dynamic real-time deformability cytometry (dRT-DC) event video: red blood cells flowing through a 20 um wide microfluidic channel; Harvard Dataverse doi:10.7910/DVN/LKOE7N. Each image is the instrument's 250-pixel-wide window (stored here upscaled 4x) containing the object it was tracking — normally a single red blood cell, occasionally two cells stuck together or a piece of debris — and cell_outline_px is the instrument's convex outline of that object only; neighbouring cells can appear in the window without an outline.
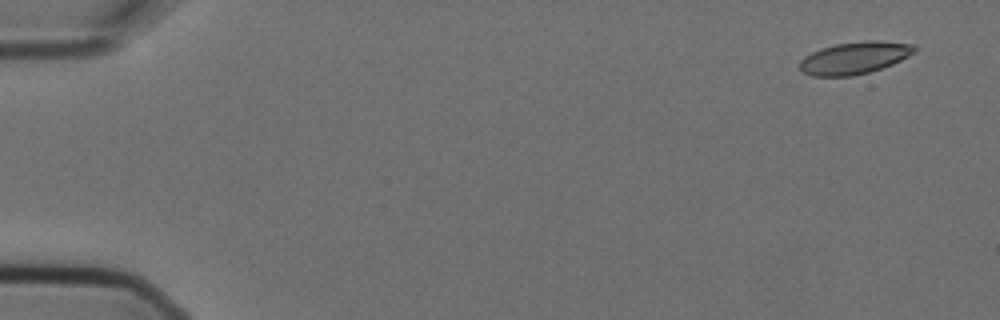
{"species": "Egyptian fruit bat (a non-hibernating species)", "species_latin": "Rousettus aegyptiacus", "temperature_condition": "cold", "stored_images_in_passage": 5, "camera_frame_rate_fps": 3000, "um_per_image_px": 0.085, "animal": {"sex": "female"}, "frame": {"image": 1, "passage_image": 1, "time_ms": 0.0, "image_size_px": [1000, 320], "cell_outline_px": [[916, 52], [892, 64], [868, 72], [852, 76], [812, 76], [804, 72], [800, 68], [800, 60], [804, 56], [820, 48], [836, 44], [864, 40], [880, 40], [912, 44], [916, 48]], "centroid_in_image_um": [72.63, 4.91], "position_along_channel_um": 12.4, "area_um2": 21.5}}